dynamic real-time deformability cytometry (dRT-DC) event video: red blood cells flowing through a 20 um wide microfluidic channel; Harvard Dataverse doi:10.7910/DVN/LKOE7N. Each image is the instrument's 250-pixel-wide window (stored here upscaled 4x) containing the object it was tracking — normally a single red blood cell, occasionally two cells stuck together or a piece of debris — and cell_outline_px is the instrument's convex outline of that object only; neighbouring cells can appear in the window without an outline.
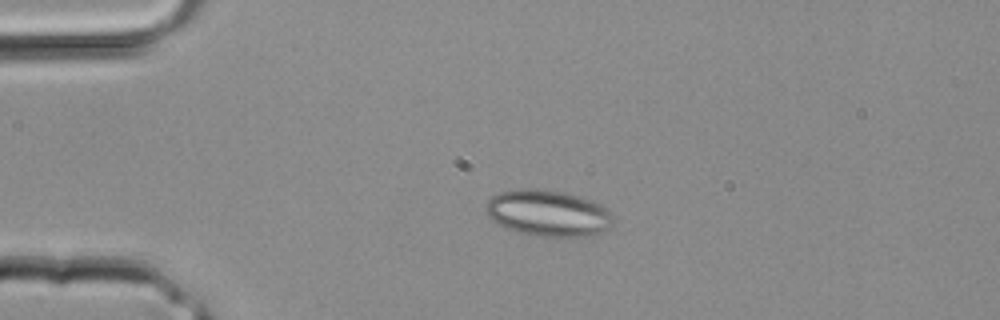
{"species": "common noctule bat (a hibernating species)", "species_latin": "Nyctalus noctula", "temperature_condition": "room temperature", "stored_images_in_passage": 3, "camera_frame_rate_fps": 3000, "um_per_image_px": 0.085, "animal": {"sex": "male", "body_mass_g": 20.4}, "frame": {"image": 1, "passage_image": 2, "time_ms": 0.333, "image_size_px": [1000, 320], "cell_outline_px": [[612, 224], [608, 228], [600, 232], [584, 236], [536, 236], [520, 232], [496, 224], [492, 220], [484, 208], [484, 204], [492, 196], [500, 192], [520, 188], [536, 188], [564, 192], [580, 196], [592, 200], [608, 208], [612, 212]], "centroid_in_image_um": [46.57, 18.09], "position_along_channel_um": 38.4, "area_um2": 34.45}}